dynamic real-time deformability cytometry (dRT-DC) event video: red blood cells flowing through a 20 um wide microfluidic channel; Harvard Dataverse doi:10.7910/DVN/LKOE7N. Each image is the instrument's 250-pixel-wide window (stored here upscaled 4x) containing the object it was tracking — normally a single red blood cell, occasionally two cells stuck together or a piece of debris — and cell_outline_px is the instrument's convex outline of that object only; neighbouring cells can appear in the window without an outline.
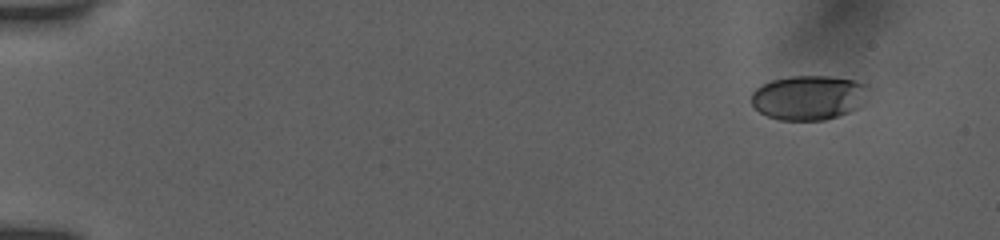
{"species": "human", "species_latin": "Homo sapiens", "temperature_condition": "room temperature", "stored_images_in_passage": 50, "camera_frame_rate_fps": 3000, "um_per_image_px": 0.085, "donor": {"sex": "female"}, "frame": {"image": 1, "passage_image": 1, "time_ms": 0.0, "image_size_px": [1000, 240], "cell_outline_px": [[872, 88], [856, 108], [848, 112], [824, 120], [780, 120], [768, 116], [760, 112], [752, 104], [752, 92], [756, 88], [772, 80], [792, 76], [828, 76], [852, 80], [868, 84]], "centroid_in_image_um": [68.74, 8.28], "position_along_channel_um": 16.3, "area_um2": 30.17}}
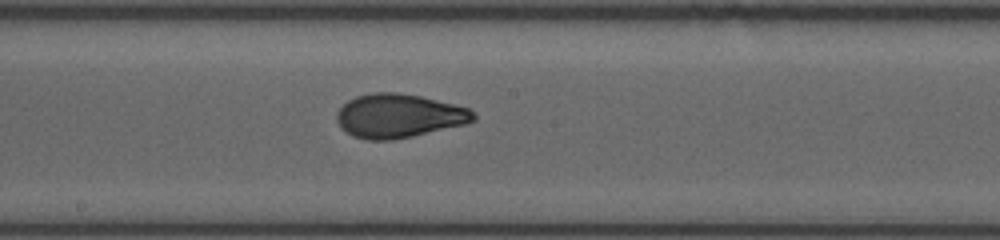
{"frame": {"image": 2, "passage_image": 27, "time_ms": 8.667, "image_size_px": [1000, 240], "cell_outline_px": [[476, 116], [472, 120], [464, 124], [412, 136], [392, 140], [368, 140], [352, 136], [340, 128], [336, 120], [336, 112], [348, 100], [356, 96], [372, 92], [396, 92], [420, 96], [456, 104], [468, 108]], "centroid_in_image_um": [33.84, 9.84], "position_along_channel_um": 214.4, "area_um2": 34.85}}
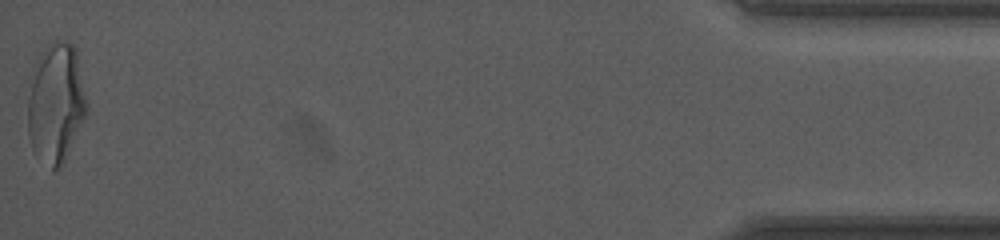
{"frame": {"image": 3, "passage_image": 50, "time_ms": 16.333, "image_size_px": [1000, 240], "cell_outline_px": [[88, 112], [60, 168], [52, 172], [32, 148], [28, 132], [28, 96], [32, 68], [40, 52], [52, 40], [56, 40], [72, 44], [76, 48], [88, 104]], "centroid_in_image_um": [4.75, 8.73], "position_along_channel_um": 430.4, "area_um2": 41.56}, "authors_computed_cell_mechanics": {"area_um2": 33.9575, "velocity_mm_per_s": 3.9264, "shape_relaxation_time_tau1_ms": 4.86, "shape_relaxation_time_tau2_ms": 1.1077, "deformation_change_tau1": 0.1915, "deformation_change_tau2": 0.0578}}